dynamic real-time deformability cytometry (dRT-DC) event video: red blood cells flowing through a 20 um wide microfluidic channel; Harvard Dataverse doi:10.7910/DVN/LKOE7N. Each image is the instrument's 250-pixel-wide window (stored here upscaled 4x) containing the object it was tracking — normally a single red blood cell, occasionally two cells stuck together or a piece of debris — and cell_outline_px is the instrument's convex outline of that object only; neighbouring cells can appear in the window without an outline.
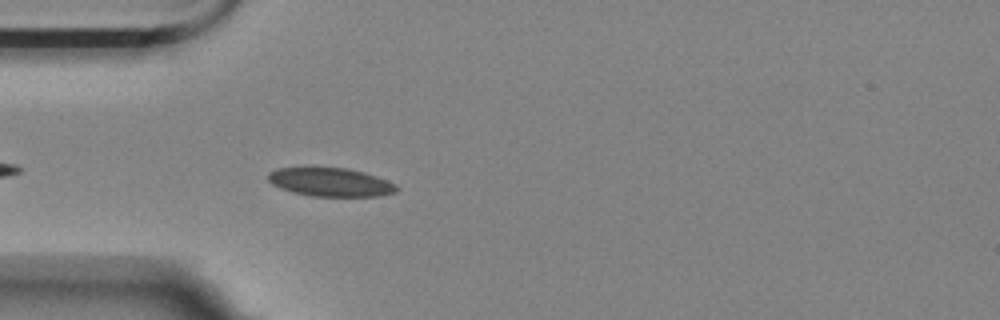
{"species": "Egyptian fruit bat (a non-hibernating species)", "species_latin": "Rousettus aegyptiacus", "temperature_condition": "room temperature", "stored_images_in_passage": 23, "camera_frame_rate_fps": 3000, "um_per_image_px": 0.085, "animal": {"sex": "female"}, "frame": {"image": 1, "passage_image": 4, "time_ms": 1.0, "image_size_px": [1000, 320], "cell_outline_px": [[400, 188], [396, 192], [380, 196], [312, 196], [292, 192], [280, 188], [272, 184], [268, 180], [268, 172], [276, 168], [348, 168], [364, 172], [376, 176], [396, 184]], "centroid_in_image_um": [28.1, 15.49], "position_along_channel_um": 56.9, "area_um2": 21.39}}
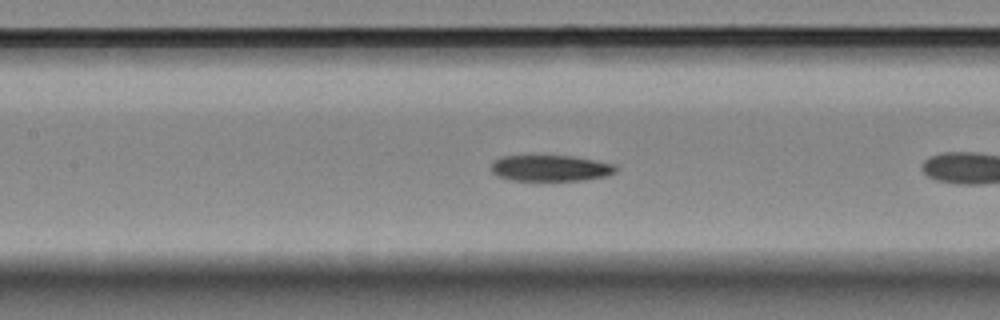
{"frame": {"image": 2, "passage_image": 10, "time_ms": 3.0, "image_size_px": [1000, 320], "cell_outline_px": [[620, 168], [616, 172], [608, 176], [584, 180], [512, 180], [496, 176], [492, 172], [492, 164], [496, 160], [504, 156], [572, 156], [616, 164]], "centroid_in_image_um": [46.87, 14.3], "position_along_channel_um": 160.5, "area_um2": 18.96}}
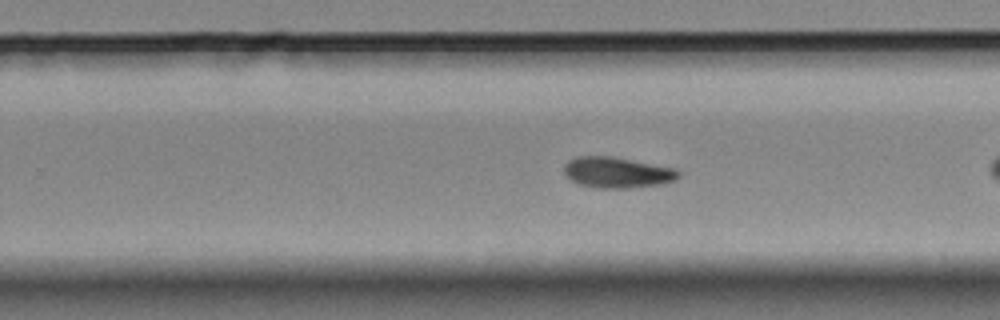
{"frame": {"image": 3, "passage_image": 20, "time_ms": 6.333, "image_size_px": [1000, 320], "cell_outline_px": [[680, 176], [676, 180], [664, 184], [628, 188], [596, 188], [580, 184], [572, 180], [564, 172], [564, 164], [568, 160], [580, 156], [612, 156], [676, 168], [680, 172]], "centroid_in_image_um": [52.5, 14.66], "position_along_channel_um": 277.3, "area_um2": 20.69}}